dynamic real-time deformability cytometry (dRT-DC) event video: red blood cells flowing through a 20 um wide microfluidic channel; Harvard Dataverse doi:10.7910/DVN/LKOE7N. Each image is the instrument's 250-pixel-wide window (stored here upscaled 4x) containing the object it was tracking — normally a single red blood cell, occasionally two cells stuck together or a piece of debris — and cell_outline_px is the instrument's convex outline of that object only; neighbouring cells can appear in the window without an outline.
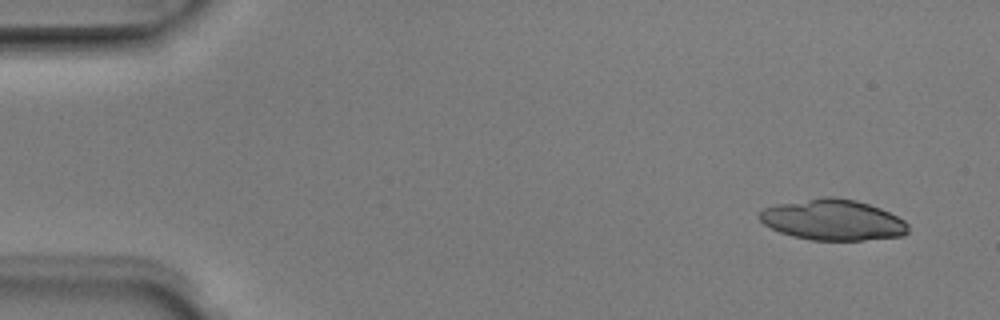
{"species": "Egyptian fruit bat (a non-hibernating species)", "species_latin": "Rousettus aegyptiacus", "temperature_condition": "room temperature", "stored_images_in_passage": 6, "camera_frame_rate_fps": 3000, "um_per_image_px": 0.085, "animal": {"sex": "male"}, "frame": {"image": 1, "passage_image": 1, "time_ms": 0.0, "image_size_px": [1000, 320], "cell_outline_px": [[908, 232], [904, 236], [864, 240], [812, 240], [792, 236], [780, 232], [764, 224], [760, 220], [760, 212], [764, 208], [776, 204], [824, 196], [832, 196], [856, 200], [880, 208], [904, 220], [908, 224]], "centroid_in_image_um": [70.8, 18.69], "position_along_channel_um": 14.2, "area_um2": 35.32}}
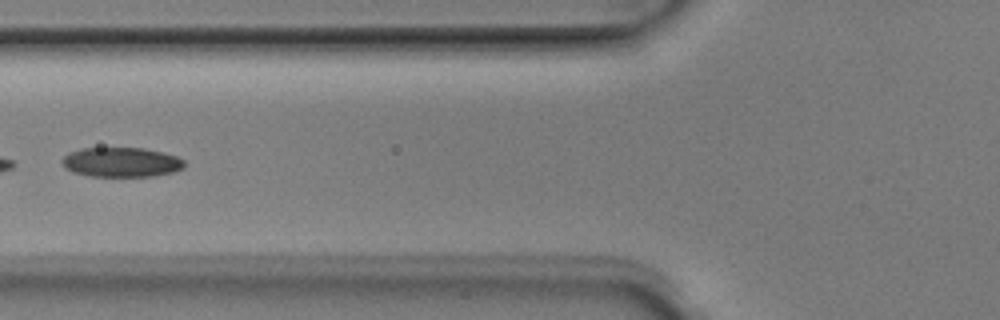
{"frame": {"image": 2, "passage_image": 5, "time_ms": 1.333, "image_size_px": [1000, 320], "cell_outline_px": [[184, 168], [172, 172], [152, 176], [88, 176], [72, 172], [64, 168], [60, 164], [60, 160], [68, 152], [80, 148], [144, 148], [176, 156], [184, 160]], "centroid_in_image_um": [10.24, 13.78], "position_along_channel_um": 115.6, "area_um2": 21.27}}
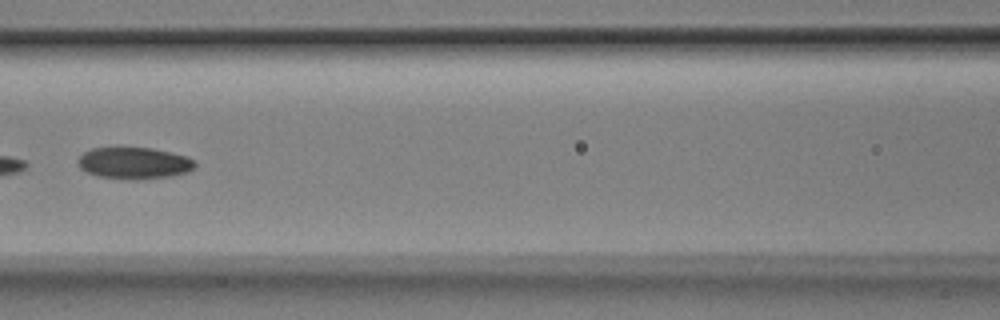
{"frame": {"image": 3, "passage_image": 6, "time_ms": 1.667, "image_size_px": [1000, 320], "cell_outline_px": [[196, 168], [188, 172], [172, 176], [136, 180], [128, 180], [96, 176], [80, 168], [76, 160], [84, 152], [92, 148], [152, 148], [188, 156], [196, 160]], "centroid_in_image_um": [11.43, 13.87], "position_along_channel_um": 155.2, "area_um2": 21.91}}